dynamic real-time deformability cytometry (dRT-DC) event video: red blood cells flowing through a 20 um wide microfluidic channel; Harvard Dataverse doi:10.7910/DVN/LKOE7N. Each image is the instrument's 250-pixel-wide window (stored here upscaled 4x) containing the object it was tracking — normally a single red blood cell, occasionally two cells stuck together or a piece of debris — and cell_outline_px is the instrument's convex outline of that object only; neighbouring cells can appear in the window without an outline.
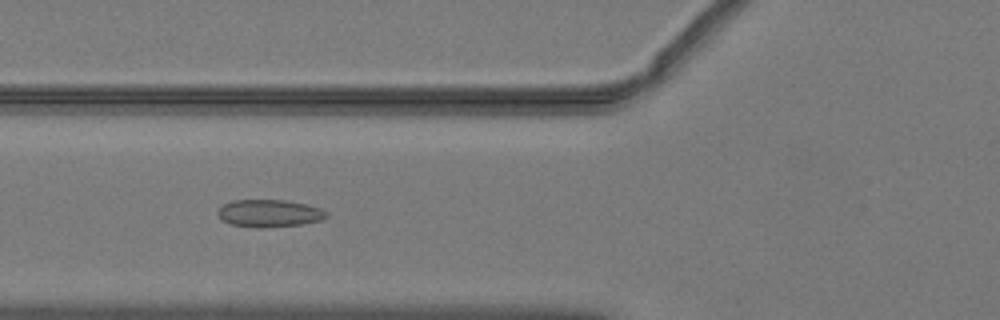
{"species": "common noctule bat (a hibernating species)", "species_latin": "Nyctalus noctula", "temperature_condition": "warm", "stored_images_in_passage": 51, "camera_frame_rate_fps": 3000, "um_per_image_px": 0.085, "animal": {"sex": "male", "body_mass_g": 19.2, "forearm_length_mm": 51.8}, "frame": {"image": 1, "passage_image": 20, "time_ms": 6.333, "image_size_px": [1000, 320], "cell_outline_px": [[328, 216], [320, 220], [304, 224], [264, 228], [260, 228], [232, 224], [220, 220], [216, 212], [224, 204], [232, 200], [284, 200], [304, 204], [320, 208], [328, 212]], "centroid_in_image_um": [22.87, 18.14], "position_along_channel_um": 102.9, "area_um2": 17.4}}
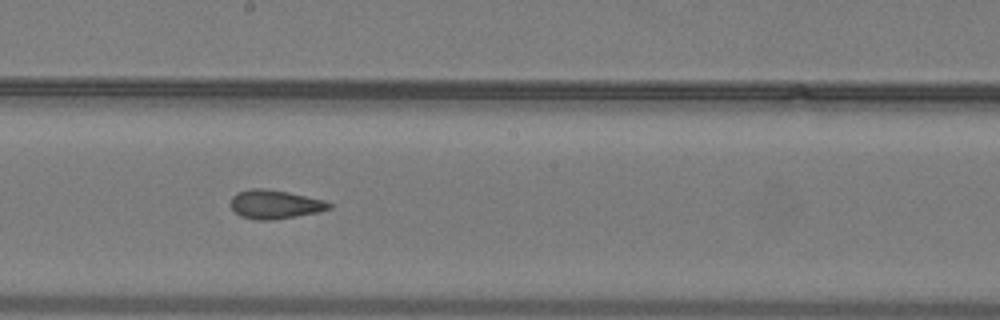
{"frame": {"image": 2, "passage_image": 29, "time_ms": 9.333, "image_size_px": [1000, 320], "cell_outline_px": [[332, 208], [320, 212], [272, 220], [256, 220], [240, 216], [232, 208], [232, 196], [236, 192], [248, 188], [264, 188], [288, 192], [324, 200], [332, 204]], "centroid_in_image_um": [23.37, 17.36], "position_along_channel_um": 224.8, "area_um2": 16.59}}
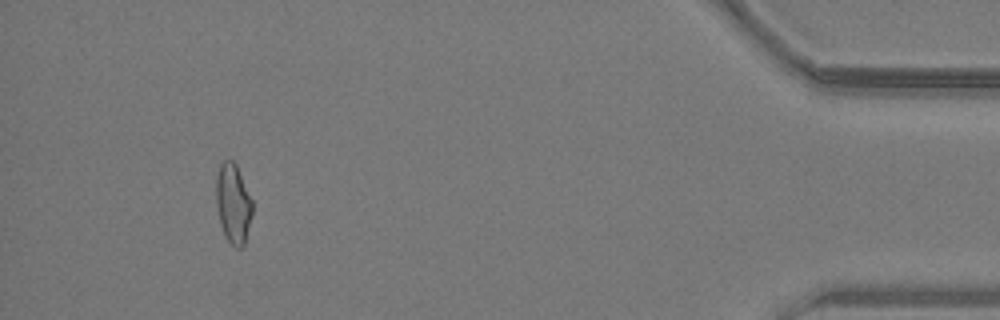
{"frame": {"image": 3, "passage_image": 48, "time_ms": 15.667, "image_size_px": [1000, 320], "cell_outline_px": [[252, 216], [244, 244], [240, 248], [236, 248], [224, 236], [220, 224], [216, 204], [216, 176], [220, 164], [224, 160], [232, 160], [236, 164], [252, 200]], "centroid_in_image_um": [19.81, 17.3], "position_along_channel_um": 415.4, "area_um2": 16.82}, "authors_computed_cell_mechanics": {"area_um2": 17.1088, "velocity_mm_per_s": 4.0538, "shape_relaxation_time_tau1_ms": null, "shape_relaxation_time_tau2_ms": 1.5443, "deformation_change_tau1": null, "deformation_change_tau2": 0.0851}}